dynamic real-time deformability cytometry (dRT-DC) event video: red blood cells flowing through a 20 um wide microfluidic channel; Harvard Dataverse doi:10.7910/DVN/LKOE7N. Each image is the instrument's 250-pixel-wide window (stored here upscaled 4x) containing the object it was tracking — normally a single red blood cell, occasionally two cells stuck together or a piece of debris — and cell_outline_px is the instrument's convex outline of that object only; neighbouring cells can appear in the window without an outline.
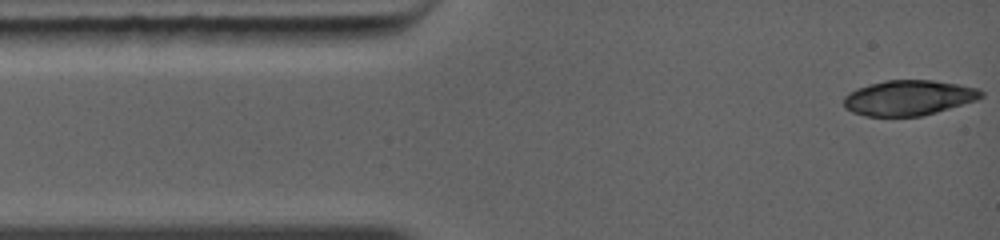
{"species": "common noctule bat (a hibernating species)", "species_latin": "Nyctalus noctula", "temperature_condition": "warm", "stored_images_in_passage": 2, "camera_frame_rate_fps": 5000, "um_per_image_px": 0.085, "animal": {"sex": "female", "body_mass_g": 19.0, "forearm_length_mm": 56.7}, "frame": {"image": 1, "passage_image": 1, "time_ms": 0.0, "image_size_px": [1000, 240], "cell_outline_px": [[984, 96], [976, 100], [936, 112], [920, 116], [864, 116], [852, 112], [844, 108], [844, 96], [848, 92], [856, 88], [884, 80], [932, 80], [980, 88], [984, 92]], "centroid_in_image_um": [77.21, 8.31], "position_along_channel_um": 7.8, "area_um2": 28.26}}